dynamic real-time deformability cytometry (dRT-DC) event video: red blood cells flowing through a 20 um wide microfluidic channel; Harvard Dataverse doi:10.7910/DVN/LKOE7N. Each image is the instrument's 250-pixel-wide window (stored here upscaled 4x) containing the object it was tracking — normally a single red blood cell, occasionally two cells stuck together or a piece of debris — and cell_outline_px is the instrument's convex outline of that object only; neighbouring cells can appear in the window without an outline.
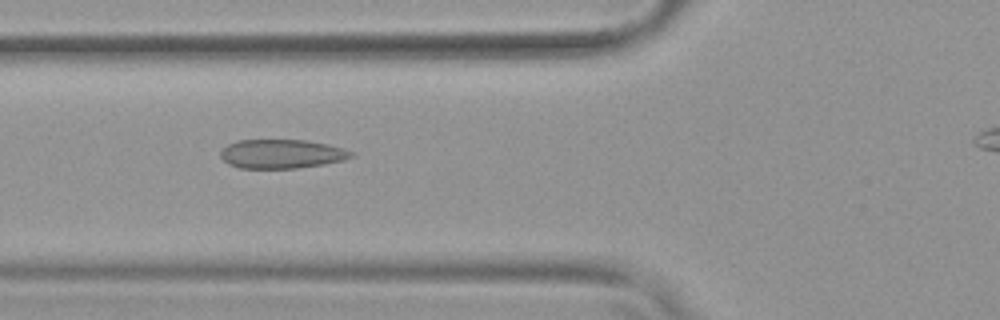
{"species": "common noctule bat (a hibernating species)", "species_latin": "Nyctalus noctula", "temperature_condition": "warm", "stored_images_in_passage": 49, "camera_frame_rate_fps": 3000, "um_per_image_px": 0.085, "animal": {"sex": "female", "body_mass_g": 19.9}, "frame": {"image": 1, "passage_image": 20, "time_ms": 6.333, "image_size_px": [1000, 320], "cell_outline_px": [[356, 156], [344, 160], [324, 164], [296, 168], [240, 168], [228, 164], [220, 156], [220, 152], [228, 144], [236, 140], [308, 140], [328, 144], [344, 148], [352, 152]], "centroid_in_image_um": [23.96, 13.08], "position_along_channel_um": 101.8, "area_um2": 22.2}}
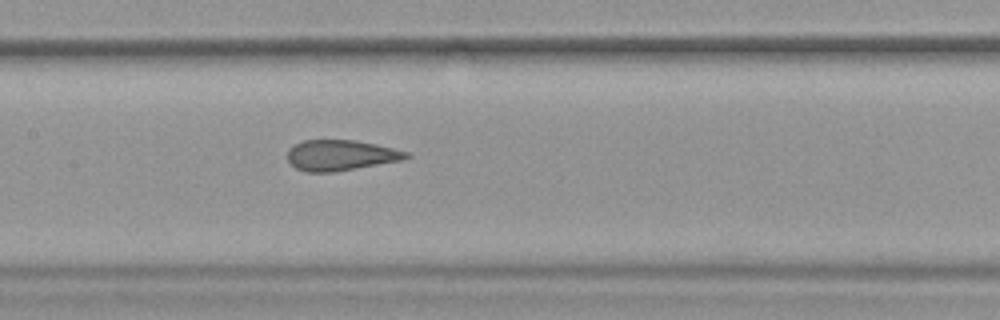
{"frame": {"image": 2, "passage_image": 26, "time_ms": 8.333, "image_size_px": [1000, 320], "cell_outline_px": [[412, 156], [404, 160], [332, 172], [308, 172], [296, 168], [288, 160], [288, 148], [304, 140], [356, 140], [376, 144], [408, 152]], "centroid_in_image_um": [28.98, 13.19], "position_along_channel_um": 178.4, "area_um2": 21.1}}
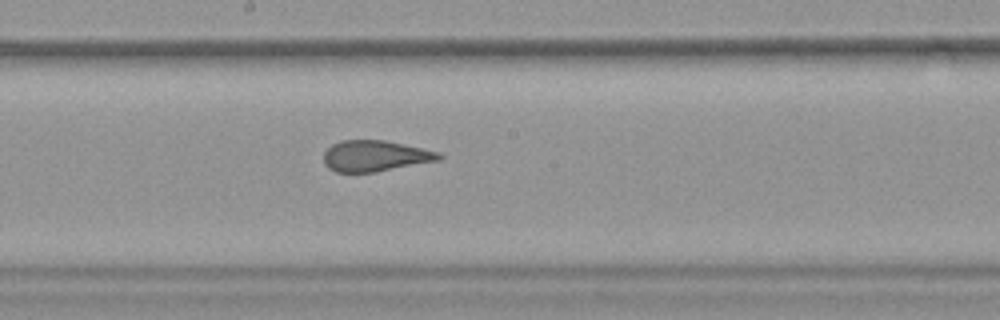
{"frame": {"image": 3, "passage_image": 29, "time_ms": 9.333, "image_size_px": [1000, 320], "cell_outline_px": [[444, 156], [440, 160], [376, 172], [336, 172], [328, 168], [324, 164], [324, 152], [332, 144], [340, 140], [384, 140], [440, 152]], "centroid_in_image_um": [31.88, 13.26], "position_along_channel_um": 216.3, "area_um2": 20.87}}